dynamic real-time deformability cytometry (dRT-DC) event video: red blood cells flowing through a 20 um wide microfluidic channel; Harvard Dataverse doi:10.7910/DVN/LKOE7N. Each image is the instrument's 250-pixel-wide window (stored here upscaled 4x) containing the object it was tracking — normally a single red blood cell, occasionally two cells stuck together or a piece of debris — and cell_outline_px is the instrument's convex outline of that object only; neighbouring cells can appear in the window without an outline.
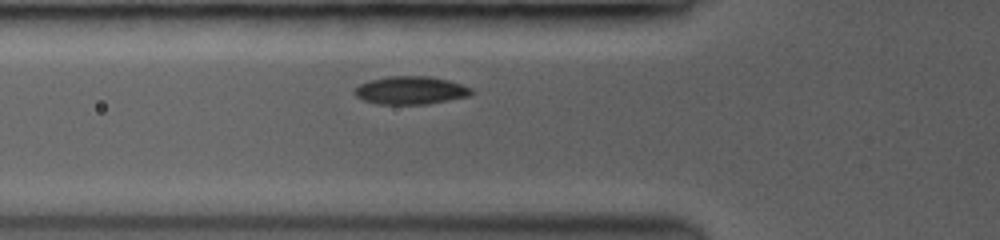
{"species": "common noctule bat (a hibernating species)", "species_latin": "Nyctalus noctula", "temperature_condition": "room temperature", "stored_images_in_passage": 39, "camera_frame_rate_fps": 3500, "um_per_image_px": 0.085, "animal": {"sex": "female", "body_mass_g": 19.0, "forearm_length_mm": 53.3}, "frame": {"image": 1, "passage_image": 5, "time_ms": 1.429, "image_size_px": [1000, 240], "cell_outline_px": [[472, 92], [468, 96], [428, 104], [380, 104], [364, 100], [356, 96], [356, 88], [360, 84], [372, 80], [388, 76], [428, 76], [448, 80], [472, 88]], "centroid_in_image_um": [34.92, 7.68], "position_along_channel_um": 90.9, "area_um2": 18.73}}
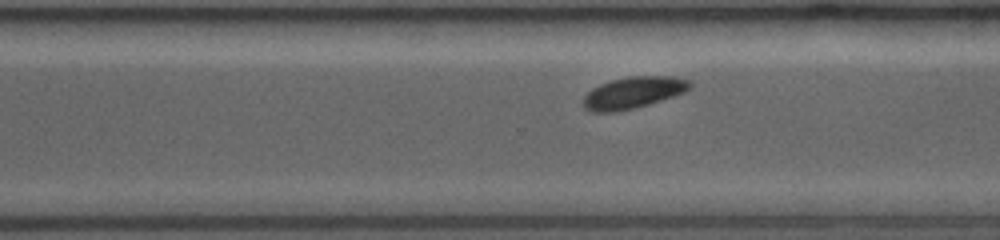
{"frame": {"image": 2, "passage_image": 26, "time_ms": 7.143, "image_size_px": [1000, 240], "cell_outline_px": [[692, 84], [684, 92], [648, 104], [616, 112], [592, 112], [584, 108], [584, 96], [592, 88], [600, 84], [612, 80], [632, 76], [668, 76], [688, 80]], "centroid_in_image_um": [53.78, 7.87], "position_along_channel_um": 316.8, "area_um2": 19.25}}
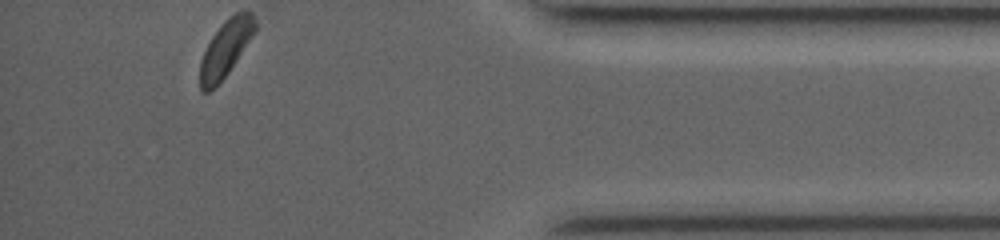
{"frame": {"image": 3, "passage_image": 39, "time_ms": 10.286, "image_size_px": [1000, 240], "cell_outline_px": [[256, 28], [228, 72], [208, 92], [200, 92], [200, 60], [212, 36], [236, 12], [252, 12], [256, 24]], "centroid_in_image_um": [19.14, 4.15], "position_along_channel_um": 416.1, "area_um2": 17.05}, "authors_computed_cell_mechanics": {"area_um2": 18.785, "velocity_mm_per_s": 3.9729, "shape_relaxation_time_tau1_ms": 1.5104, "shape_relaxation_time_tau2_ms": null, "deformation_change_tau1": 0.0532, "deformation_change_tau2": null}}